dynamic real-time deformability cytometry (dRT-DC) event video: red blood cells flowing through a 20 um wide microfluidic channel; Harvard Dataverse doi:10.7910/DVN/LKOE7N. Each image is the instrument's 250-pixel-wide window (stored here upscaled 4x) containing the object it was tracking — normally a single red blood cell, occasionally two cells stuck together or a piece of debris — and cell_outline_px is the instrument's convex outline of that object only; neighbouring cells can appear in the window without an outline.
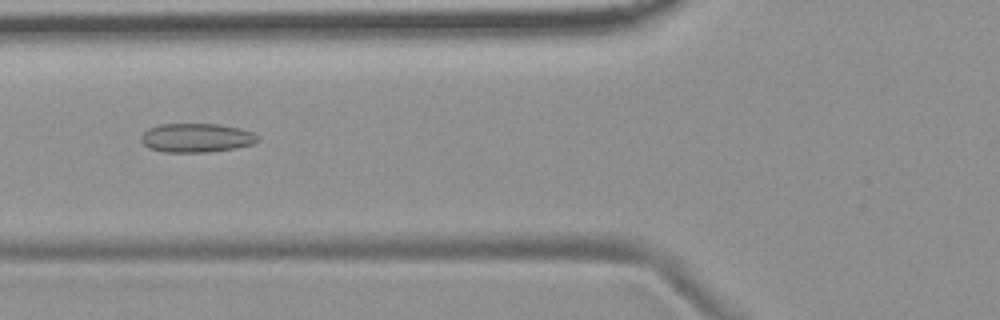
{"species": "common noctule bat (a hibernating species)", "species_latin": "Nyctalus noctula", "temperature_condition": "room temperature", "stored_images_in_passage": 5, "camera_frame_rate_fps": 3000, "um_per_image_px": 0.085, "animal": {"sex": "female", "body_mass_g": 19.9}, "frame": {"image": 1, "passage_image": 5, "time_ms": 4.667, "image_size_px": [1000, 320], "cell_outline_px": [[260, 140], [252, 144], [236, 148], [212, 152], [164, 152], [148, 148], [140, 140], [140, 136], [148, 128], [160, 124], [216, 124], [240, 128], [252, 132], [260, 136]], "centroid_in_image_um": [16.7, 11.72], "position_along_channel_um": 109.1, "area_um2": 19.88}}